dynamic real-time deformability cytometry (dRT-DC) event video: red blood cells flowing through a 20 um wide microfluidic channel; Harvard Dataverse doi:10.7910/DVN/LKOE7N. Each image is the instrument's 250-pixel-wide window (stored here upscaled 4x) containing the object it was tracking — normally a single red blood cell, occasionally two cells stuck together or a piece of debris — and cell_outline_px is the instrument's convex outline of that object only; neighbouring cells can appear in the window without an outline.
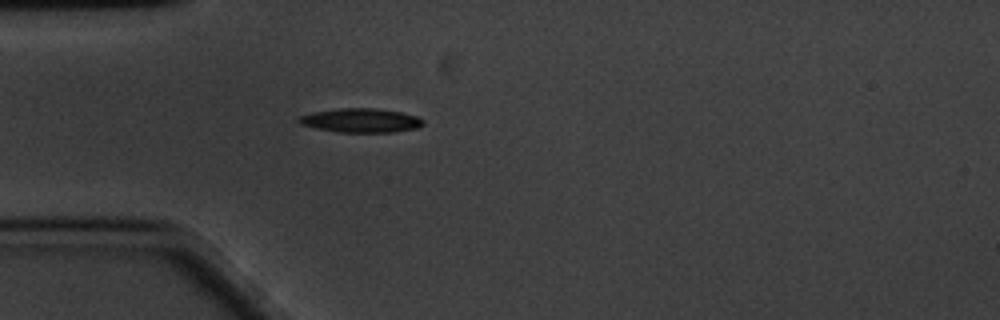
{"species": "common noctule bat (a hibernating species)", "species_latin": "Nyctalus noctula", "temperature_condition": "cold", "stored_images_in_passage": 27, "camera_frame_rate_fps": 3000, "um_per_image_px": 0.085, "animal": {"sex": "male", "body_mass_g": 20.1, "forearm_length_mm": 53.5}, "frame": {"image": 1, "passage_image": 1, "time_ms": 0.0, "image_size_px": [1000, 320], "cell_outline_px": [[424, 124], [420, 128], [396, 132], [336, 132], [316, 128], [300, 124], [296, 120], [300, 116], [312, 112], [340, 108], [376, 108], [400, 112], [416, 116], [424, 120]], "centroid_in_image_um": [30.69, 10.24], "position_along_channel_um": 54.3, "area_um2": 17.57}}